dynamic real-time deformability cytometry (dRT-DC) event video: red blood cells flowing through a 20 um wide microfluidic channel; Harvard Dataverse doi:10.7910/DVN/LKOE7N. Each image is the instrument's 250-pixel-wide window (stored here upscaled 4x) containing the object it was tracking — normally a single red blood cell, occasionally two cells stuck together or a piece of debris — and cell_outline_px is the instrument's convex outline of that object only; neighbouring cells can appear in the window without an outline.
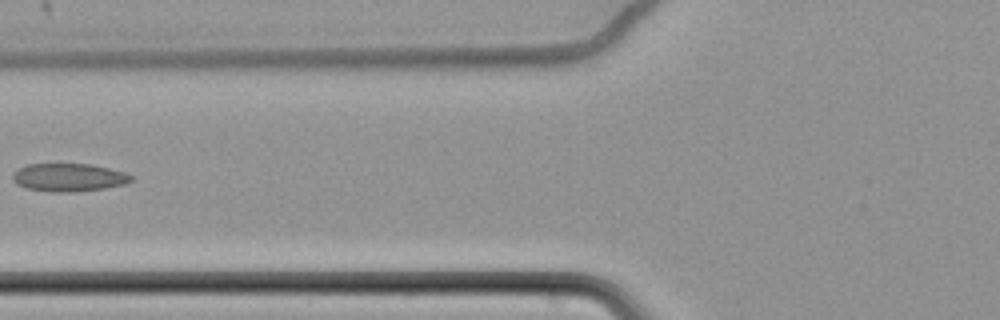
{"species": "common noctule bat (a hibernating species)", "species_latin": "Nyctalus noctula", "temperature_condition": "cold", "stored_images_in_passage": 11, "camera_frame_rate_fps": 3000, "um_per_image_px": 0.085, "animal": {"sex": "female", "body_mass_g": 22.7, "forearm_length_mm": 54.2}, "frame": {"image": 1, "passage_image": 7, "time_ms": 2.0, "image_size_px": [1000, 320], "cell_outline_px": [[132, 180], [124, 184], [104, 188], [76, 192], [52, 192], [28, 188], [16, 184], [12, 180], [12, 172], [28, 164], [92, 164], [124, 172], [132, 176]], "centroid_in_image_um": [5.82, 15.08], "position_along_channel_um": 120.0, "area_um2": 19.31}}
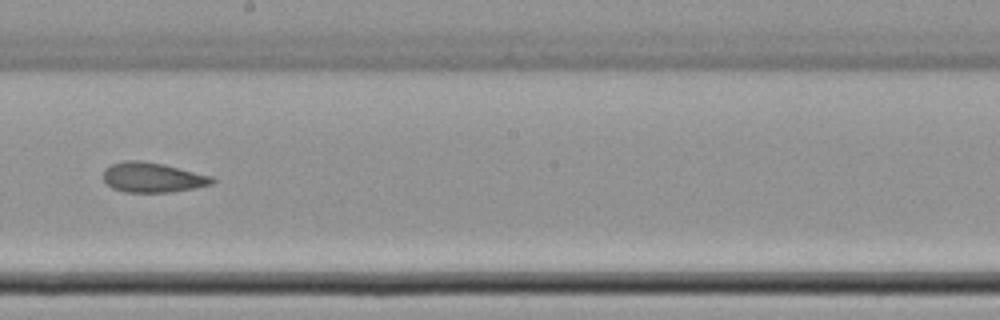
{"frame": {"image": 2, "passage_image": 10, "time_ms": 3.0, "image_size_px": [1000, 320], "cell_outline_px": [[216, 180], [212, 184], [172, 192], [124, 192], [112, 188], [104, 180], [104, 168], [112, 164], [124, 160], [140, 160], [164, 164], [212, 176]], "centroid_in_image_um": [12.96, 15.07], "position_along_channel_um": 235.2, "area_um2": 18.96}}
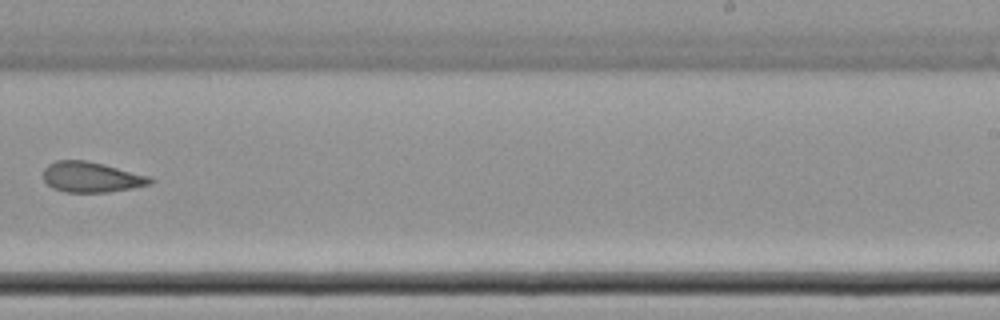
{"frame": {"image": 3, "passage_image": 11, "time_ms": 3.333, "image_size_px": [1000, 320], "cell_outline_px": [[156, 180], [152, 184], [132, 188], [108, 192], [64, 192], [52, 188], [44, 180], [44, 168], [48, 164], [56, 160], [88, 160], [152, 176]], "centroid_in_image_um": [7.81, 15.05], "position_along_channel_um": 281.2, "area_um2": 19.25}}